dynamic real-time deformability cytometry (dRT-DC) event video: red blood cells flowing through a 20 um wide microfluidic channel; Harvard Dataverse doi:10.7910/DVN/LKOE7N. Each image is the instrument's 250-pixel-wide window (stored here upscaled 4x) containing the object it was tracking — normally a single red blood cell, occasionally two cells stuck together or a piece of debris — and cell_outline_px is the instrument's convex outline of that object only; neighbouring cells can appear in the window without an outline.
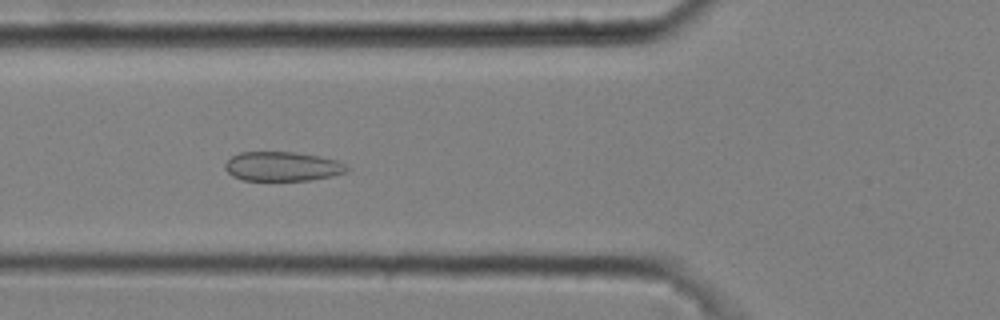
{"species": "common noctule bat (a hibernating species)", "species_latin": "Nyctalus noctula", "temperature_condition": "cold", "stored_images_in_passage": 8, "camera_frame_rate_fps": 3000, "um_per_image_px": 0.085, "animal": {"sex": "male", "body_mass_g": 20.4}, "frame": {"image": 1, "passage_image": 5, "time_ms": 1.333, "image_size_px": [1000, 320], "cell_outline_px": [[352, 168], [348, 172], [332, 176], [308, 180], [244, 180], [232, 176], [224, 168], [224, 164], [232, 156], [240, 152], [292, 152], [320, 156], [336, 160], [348, 164]], "centroid_in_image_um": [24.05, 14.14], "position_along_channel_um": 101.7, "area_um2": 20.98}}
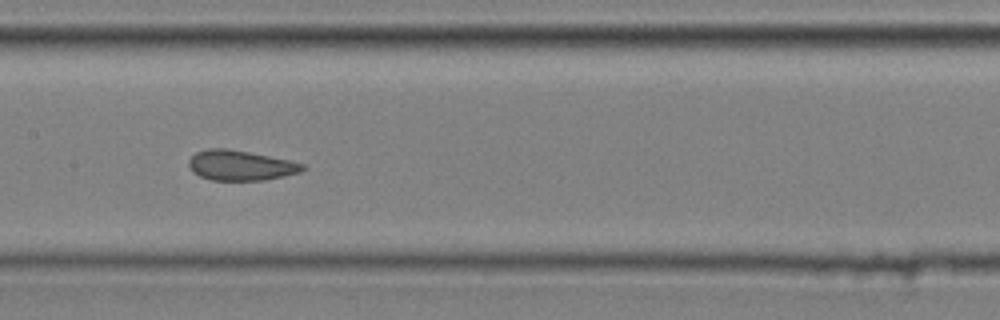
{"frame": {"image": 2, "passage_image": 7, "time_ms": 2.0, "image_size_px": [1000, 320], "cell_outline_px": [[308, 168], [300, 172], [284, 176], [264, 180], [212, 180], [200, 176], [192, 172], [188, 164], [188, 160], [196, 152], [208, 148], [228, 148], [288, 160], [304, 164]], "centroid_in_image_um": [20.43, 14.06], "position_along_channel_um": 187.0, "area_um2": 19.94}}
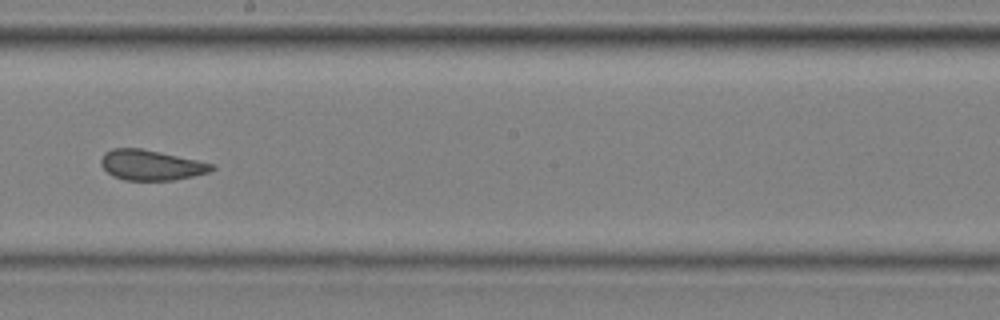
{"frame": {"image": 3, "passage_image": 8, "time_ms": 2.333, "image_size_px": [1000, 320], "cell_outline_px": [[216, 168], [208, 172], [192, 176], [172, 180], [124, 180], [112, 176], [100, 164], [100, 160], [104, 152], [112, 148], [140, 148], [160, 152], [216, 164]], "centroid_in_image_um": [12.82, 14.03], "position_along_channel_um": 235.4, "area_um2": 19.54}}